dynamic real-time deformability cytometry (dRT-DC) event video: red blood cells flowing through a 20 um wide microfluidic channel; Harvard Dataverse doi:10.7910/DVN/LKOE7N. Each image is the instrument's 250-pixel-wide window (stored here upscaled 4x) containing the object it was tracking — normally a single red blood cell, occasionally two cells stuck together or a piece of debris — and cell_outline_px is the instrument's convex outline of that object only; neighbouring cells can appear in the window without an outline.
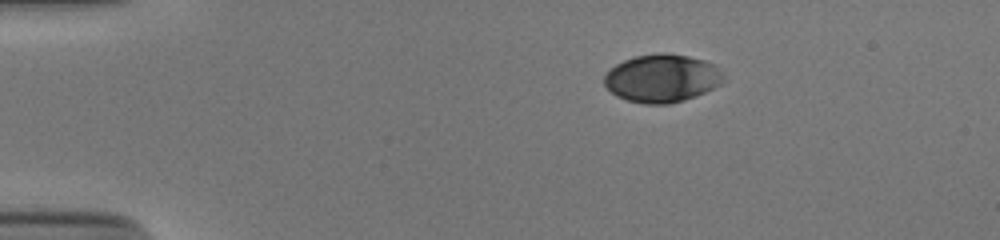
{"species": "human", "species_latin": "Homo sapiens", "temperature_condition": "cold", "stored_images_in_passage": 45, "camera_frame_rate_fps": 3000, "um_per_image_px": 0.085, "donor": {"sex": "male"}, "frame": {"image": 1, "passage_image": 1, "time_ms": 0.0, "image_size_px": [1000, 240], "cell_outline_px": [[724, 80], [720, 84], [696, 96], [684, 100], [668, 104], [644, 104], [628, 100], [616, 96], [604, 84], [604, 76], [616, 64], [624, 60], [636, 56], [660, 52], [664, 52], [688, 56], [704, 60], [716, 64], [724, 76]], "centroid_in_image_um": [56.29, 6.65], "position_along_channel_um": 28.7, "area_um2": 33.35}}
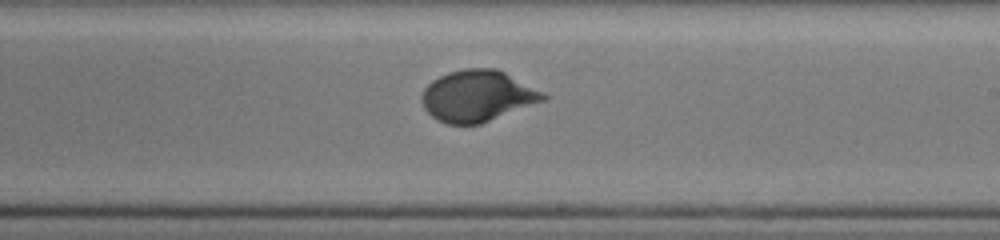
{"frame": {"image": 2, "passage_image": 24, "time_ms": 7.667, "image_size_px": [1000, 240], "cell_outline_px": [[548, 100], [480, 124], [448, 124], [432, 116], [424, 108], [424, 88], [432, 80], [448, 72], [464, 68], [496, 68], [544, 92], [548, 96]], "centroid_in_image_um": [40.64, 8.15], "position_along_channel_um": 248.4, "area_um2": 36.13}}
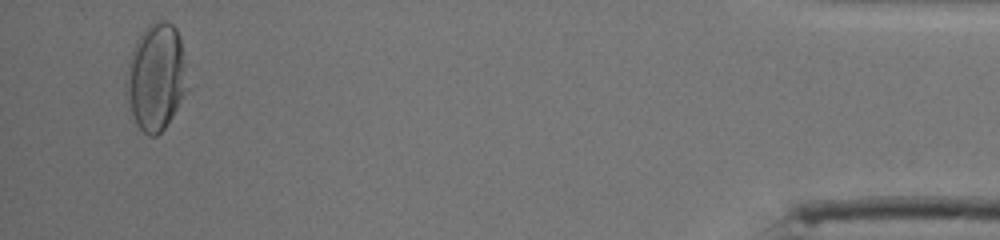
{"frame": {"image": 3, "passage_image": 43, "time_ms": 14.0, "image_size_px": [1000, 240], "cell_outline_px": [[192, 88], [164, 128], [156, 136], [148, 136], [136, 124], [128, 108], [124, 92], [124, 80], [128, 64], [136, 40], [144, 28], [148, 24], [156, 20], [164, 20], [172, 24], [176, 28], [180, 36]], "centroid_in_image_um": [13.3, 6.56], "position_along_channel_um": 421.9, "area_um2": 39.65}, "authors_computed_cell_mechanics": {"area_um2": 35.2002, "velocity_mm_per_s": 3.8687, "shape_relaxation_time_tau1_ms": 4.116, "shape_relaxation_time_tau2_ms": null, "deformation_change_tau1": 0.171, "deformation_change_tau2": null}}